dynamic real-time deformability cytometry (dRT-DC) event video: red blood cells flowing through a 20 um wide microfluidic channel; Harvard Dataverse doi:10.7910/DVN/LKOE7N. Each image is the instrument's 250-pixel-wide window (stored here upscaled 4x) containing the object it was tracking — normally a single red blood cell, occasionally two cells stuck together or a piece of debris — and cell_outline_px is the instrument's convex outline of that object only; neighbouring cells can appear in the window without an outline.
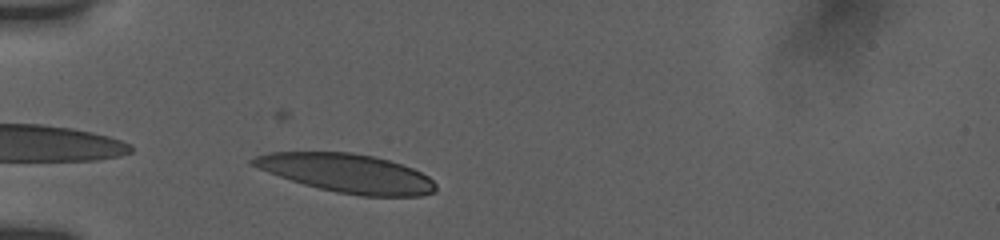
{"species": "human", "species_latin": "Homo sapiens", "temperature_condition": "room temperature", "stored_images_in_passage": 3, "camera_frame_rate_fps": 3000, "um_per_image_px": 0.085, "donor": {"sex": "female"}, "frame": {"image": 1, "passage_image": 3, "time_ms": 1.333, "image_size_px": [1000, 240], "cell_outline_px": [[436, 192], [420, 196], [360, 196], [336, 192], [304, 184], [268, 172], [248, 164], [248, 160], [256, 156], [268, 152], [352, 152], [372, 156], [388, 160], [412, 168], [428, 176], [436, 184]], "centroid_in_image_um": [29.48, 14.72], "position_along_channel_um": 55.5, "area_um2": 41.1}}